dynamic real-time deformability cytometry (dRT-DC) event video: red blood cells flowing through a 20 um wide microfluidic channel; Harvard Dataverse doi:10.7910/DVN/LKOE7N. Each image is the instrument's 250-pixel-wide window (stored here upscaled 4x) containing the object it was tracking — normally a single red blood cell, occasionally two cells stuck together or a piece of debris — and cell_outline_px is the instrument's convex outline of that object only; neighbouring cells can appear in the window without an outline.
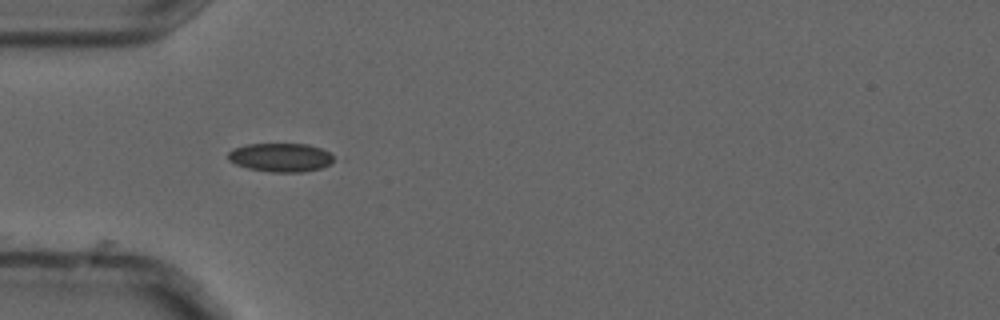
{"species": "common noctule bat (a hibernating species)", "species_latin": "Nyctalus noctula", "temperature_condition": "cold", "stored_images_in_passage": 6, "camera_frame_rate_fps": 3000, "um_per_image_px": 0.085, "animal": {"sex": "male", "forearm_length_mm": 52.5}, "frame": {"image": 1, "passage_image": 5, "time_ms": 1.333, "image_size_px": [1000, 320], "cell_outline_px": [[336, 160], [320, 168], [300, 172], [272, 172], [248, 168], [236, 164], [228, 160], [228, 152], [232, 148], [248, 144], [308, 144], [320, 148], [336, 156]], "centroid_in_image_um": [23.86, 13.37], "position_along_channel_um": 61.1, "area_um2": 17.69}}